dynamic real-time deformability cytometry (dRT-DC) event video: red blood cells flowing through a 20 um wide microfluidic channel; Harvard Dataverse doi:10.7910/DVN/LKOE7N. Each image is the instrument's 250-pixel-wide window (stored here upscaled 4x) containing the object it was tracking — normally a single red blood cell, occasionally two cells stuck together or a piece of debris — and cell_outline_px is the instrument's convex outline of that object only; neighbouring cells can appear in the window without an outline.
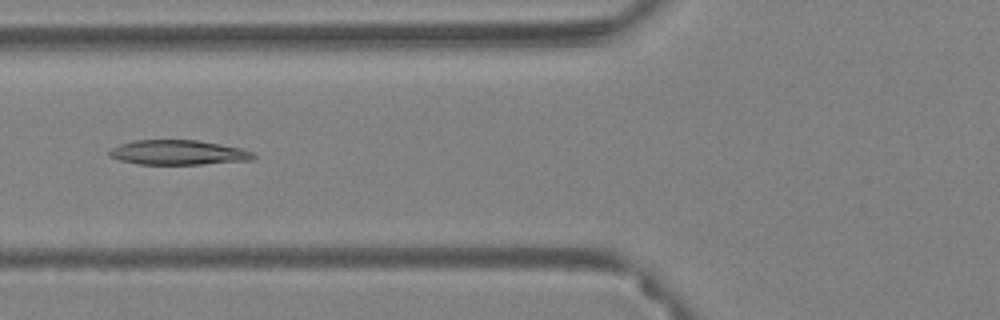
{"species": "Egyptian fruit bat (a non-hibernating species)", "species_latin": "Rousettus aegyptiacus", "temperature_condition": "warm", "stored_images_in_passage": 46, "camera_frame_rate_fps": 3000, "um_per_image_px": 0.085, "animal": {"sex": "female"}, "frame": {"image": 1, "passage_image": 10, "time_ms": 3.0, "image_size_px": [1000, 320], "cell_outline_px": [[256, 156], [252, 160], [204, 164], [140, 164], [120, 160], [108, 156], [108, 152], [112, 148], [120, 144], [136, 140], [196, 140], [220, 144], [240, 148], [252, 152]], "centroid_in_image_um": [15.14, 12.96], "position_along_channel_um": 110.7, "area_um2": 20.63}}
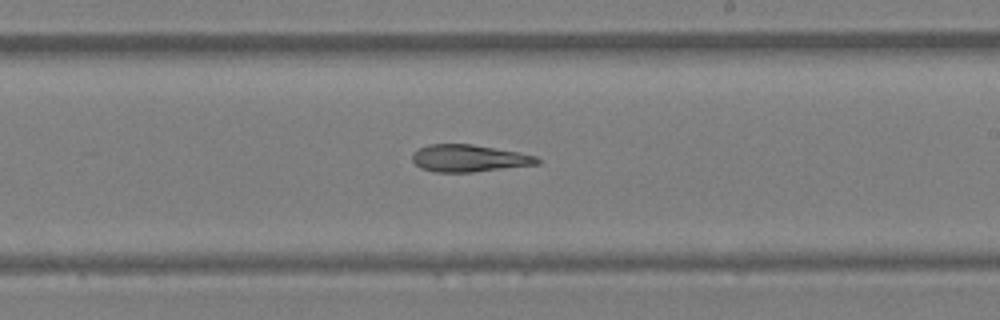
{"frame": {"image": 2, "passage_image": 22, "time_ms": 7.0, "image_size_px": [1000, 320], "cell_outline_px": [[540, 164], [472, 172], [432, 172], [420, 168], [412, 160], [412, 152], [428, 144], [472, 144], [516, 152], [536, 156], [540, 160]], "centroid_in_image_um": [39.82, 13.46], "position_along_channel_um": 249.2, "area_um2": 19.71}}
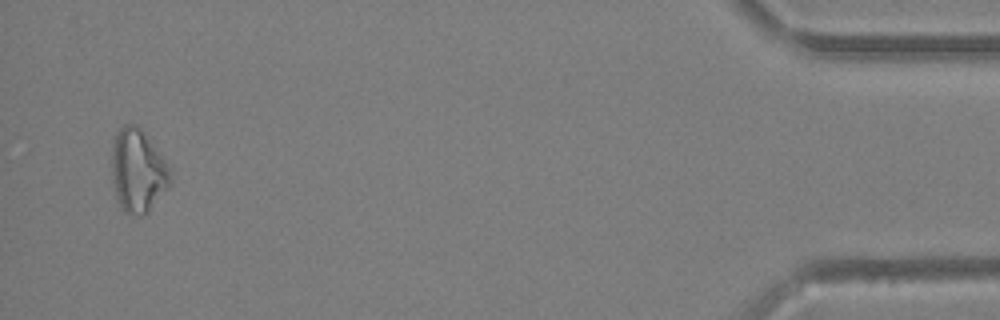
{"frame": {"image": 3, "passage_image": 44, "time_ms": 14.333, "image_size_px": [1000, 320], "cell_outline_px": [[168, 188], [148, 212], [140, 216], [128, 216], [124, 212], [116, 196], [112, 180], [112, 144], [116, 132], [124, 124], [136, 124], [140, 128], [160, 152], [168, 168]], "centroid_in_image_um": [11.67, 14.53], "position_along_channel_um": 423.5, "area_um2": 28.15}}